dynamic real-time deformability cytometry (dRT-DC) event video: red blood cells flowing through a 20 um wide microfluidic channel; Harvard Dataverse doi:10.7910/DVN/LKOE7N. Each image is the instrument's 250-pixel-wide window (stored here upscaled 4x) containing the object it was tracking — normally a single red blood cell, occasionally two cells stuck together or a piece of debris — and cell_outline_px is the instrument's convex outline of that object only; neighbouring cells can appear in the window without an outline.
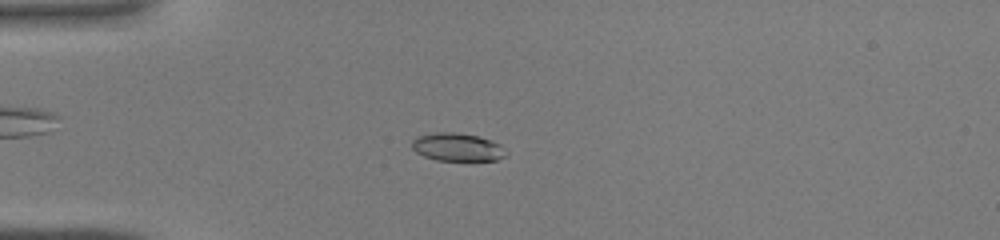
{"species": "common noctule bat (a hibernating species)", "species_latin": "Nyctalus noctula", "temperature_condition": "warm", "stored_images_in_passage": 44, "camera_frame_rate_fps": 3000, "um_per_image_px": 0.085, "animal": {"sex": "male", "body_mass_g": 19.0, "forearm_length_mm": 50.8}, "frame": {"image": 1, "passage_image": 12, "time_ms": 3.667, "image_size_px": [1000, 240], "cell_outline_px": [[508, 156], [496, 160], [436, 160], [424, 156], [416, 152], [412, 148], [412, 140], [420, 136], [436, 132], [452, 132], [476, 136], [500, 144], [508, 152]], "centroid_in_image_um": [38.89, 12.52], "position_along_channel_um": 46.1, "area_um2": 15.2}}
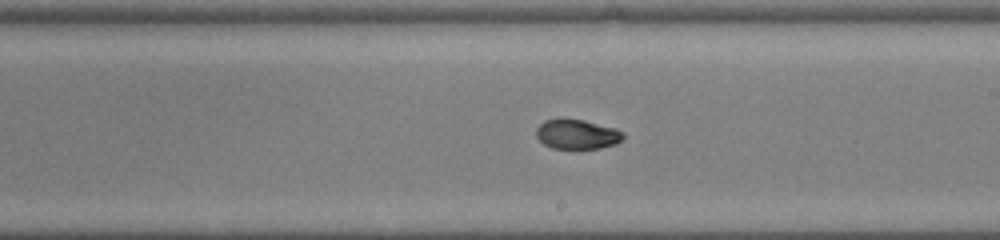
{"frame": {"image": 2, "passage_image": 26, "time_ms": 8.333, "image_size_px": [1000, 240], "cell_outline_px": [[624, 136], [616, 144], [600, 148], [552, 148], [544, 144], [536, 136], [536, 128], [544, 120], [584, 120], [616, 128], [624, 132]], "centroid_in_image_um": [49.07, 11.42], "position_along_channel_um": 239.9, "area_um2": 14.8}}
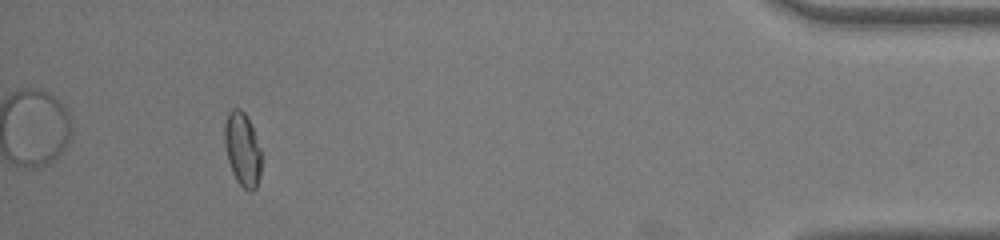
{"frame": {"image": 3, "passage_image": 41, "time_ms": 13.333, "image_size_px": [1000, 240], "cell_outline_px": [[260, 176], [256, 188], [252, 192], [248, 192], [236, 180], [232, 172], [228, 160], [224, 144], [224, 124], [228, 112], [232, 108], [240, 108], [244, 112], [252, 128], [260, 148]], "centroid_in_image_um": [20.58, 12.7], "position_along_channel_um": 414.6, "area_um2": 15.78}}